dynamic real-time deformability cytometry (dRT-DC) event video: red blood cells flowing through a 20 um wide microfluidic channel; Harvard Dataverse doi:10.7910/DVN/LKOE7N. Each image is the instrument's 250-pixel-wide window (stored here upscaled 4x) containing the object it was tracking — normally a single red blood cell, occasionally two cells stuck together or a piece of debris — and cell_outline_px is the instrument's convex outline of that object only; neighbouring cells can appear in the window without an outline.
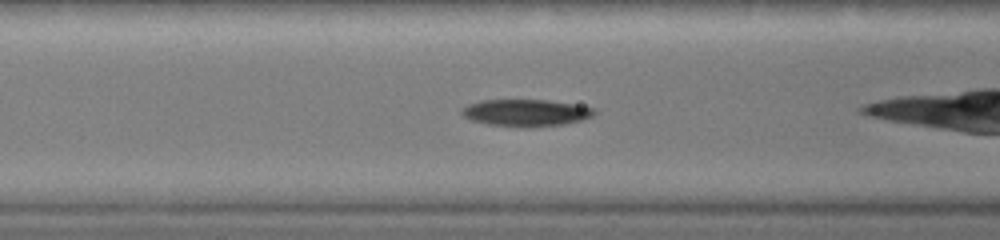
{"species": "common noctule bat (a hibernating species)", "species_latin": "Nyctalus noctula", "temperature_condition": "warm", "stored_images_in_passage": 46, "camera_frame_rate_fps": 3000, "um_per_image_px": 0.085, "animal": {"sex": "female", "body_mass_g": 19.0, "forearm_length_mm": 51.5}, "frame": {"image": 1, "passage_image": 19, "time_ms": 3.0, "image_size_px": [1000, 240], "cell_outline_px": [[596, 112], [592, 116], [580, 120], [564, 124], [528, 128], [524, 128], [488, 124], [472, 120], [464, 116], [460, 112], [468, 104], [480, 100], [548, 100], [596, 108]], "centroid_in_image_um": [44.7, 9.59], "position_along_channel_um": 121.9, "area_um2": 20.81}}
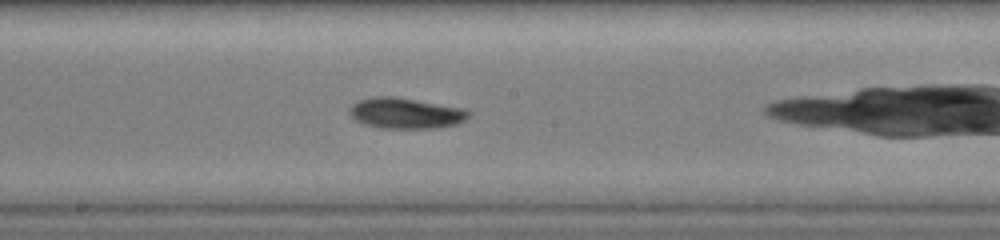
{"frame": {"image": 2, "passage_image": 29, "time_ms": 4.667, "image_size_px": [1000, 240], "cell_outline_px": [[472, 112], [464, 120], [456, 124], [432, 128], [380, 128], [364, 124], [356, 120], [348, 112], [348, 108], [352, 104], [360, 100], [372, 96], [396, 96], [464, 108]], "centroid_in_image_um": [34.46, 9.61], "position_along_channel_um": 213.7, "area_um2": 21.44}}
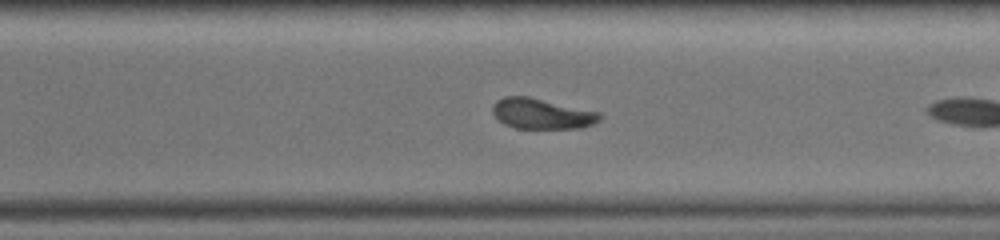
{"frame": {"image": 3, "passage_image": 41, "time_ms": 6.667, "image_size_px": [1000, 240], "cell_outline_px": [[600, 120], [592, 124], [576, 128], [516, 128], [504, 124], [492, 112], [492, 104], [496, 100], [504, 96], [528, 96], [600, 112]], "centroid_in_image_um": [46.01, 9.65], "position_along_channel_um": 324.6, "area_um2": 18.9}}